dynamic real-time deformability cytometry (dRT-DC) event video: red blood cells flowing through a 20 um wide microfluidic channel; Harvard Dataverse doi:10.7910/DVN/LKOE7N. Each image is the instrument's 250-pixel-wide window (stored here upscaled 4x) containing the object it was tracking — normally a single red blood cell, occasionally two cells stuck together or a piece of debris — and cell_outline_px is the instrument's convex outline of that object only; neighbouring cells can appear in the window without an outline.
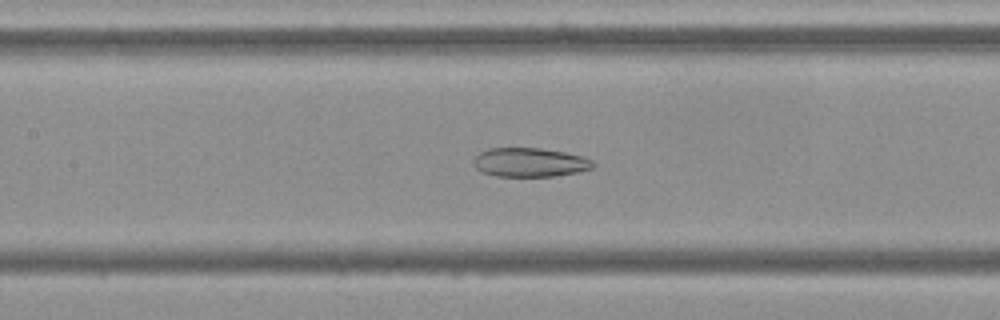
{"species": "Egyptian fruit bat (a non-hibernating species)", "species_latin": "Rousettus aegyptiacus", "temperature_condition": "cold", "stored_images_in_passage": 55, "camera_frame_rate_fps": 3000, "um_per_image_px": 0.085, "frame": {"image": 1, "passage_image": 25, "time_ms": 8.0, "image_size_px": [1000, 320], "cell_outline_px": [[596, 164], [592, 168], [576, 172], [556, 176], [496, 176], [480, 172], [472, 164], [472, 160], [480, 152], [488, 148], [540, 148], [564, 152], [584, 156], [592, 160]], "centroid_in_image_um": [45.01, 13.8], "position_along_channel_um": 162.4, "area_um2": 20.35}}
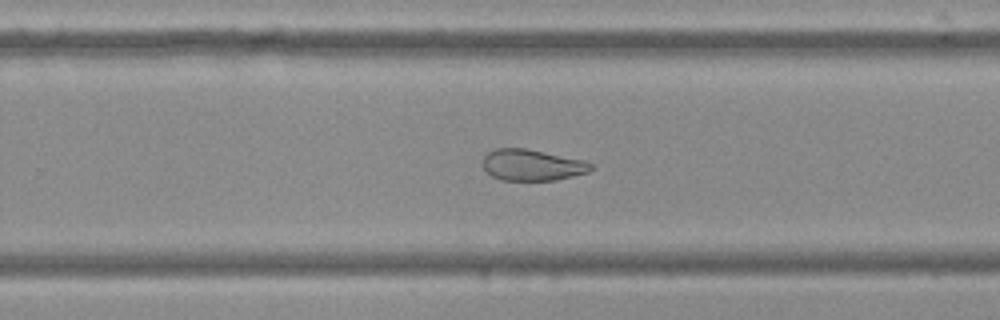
{"frame": {"image": 2, "passage_image": 35, "time_ms": 11.333, "image_size_px": [1000, 320], "cell_outline_px": [[592, 168], [588, 172], [556, 180], [500, 180], [492, 176], [480, 164], [484, 156], [488, 152], [496, 148], [524, 148], [584, 160], [592, 164]], "centroid_in_image_um": [45.18, 14.02], "position_along_channel_um": 284.6, "area_um2": 19.65}}
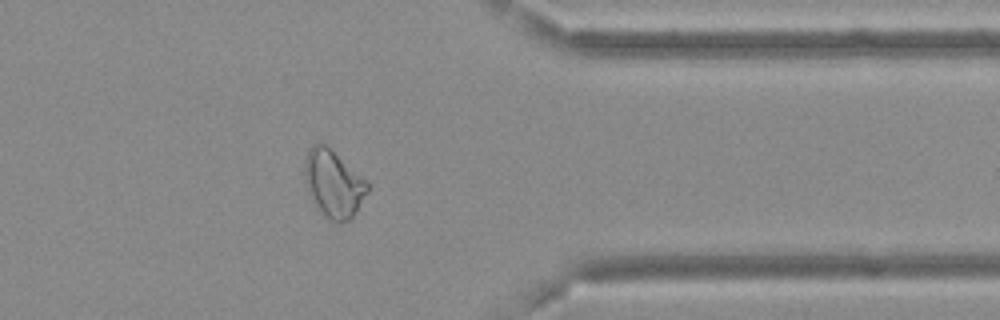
{"frame": {"image": 3, "passage_image": 44, "time_ms": 14.333, "image_size_px": [1000, 320], "cell_outline_px": [[368, 192], [352, 216], [348, 220], [328, 220], [320, 212], [312, 200], [308, 192], [304, 180], [304, 164], [308, 152], [312, 144], [324, 144], [368, 180]], "centroid_in_image_um": [28.33, 15.61], "position_along_channel_um": 383.1, "area_um2": 24.28}, "authors_computed_cell_mechanics": {"area_um2": 25.6632, "velocity_mm_per_s": 3.6779, "shape_relaxation_time_tau1_ms": null, "shape_relaxation_time_tau2_ms": 3.4947, "deformation_change_tau1": null, "deformation_change_tau2": 0.0973}}